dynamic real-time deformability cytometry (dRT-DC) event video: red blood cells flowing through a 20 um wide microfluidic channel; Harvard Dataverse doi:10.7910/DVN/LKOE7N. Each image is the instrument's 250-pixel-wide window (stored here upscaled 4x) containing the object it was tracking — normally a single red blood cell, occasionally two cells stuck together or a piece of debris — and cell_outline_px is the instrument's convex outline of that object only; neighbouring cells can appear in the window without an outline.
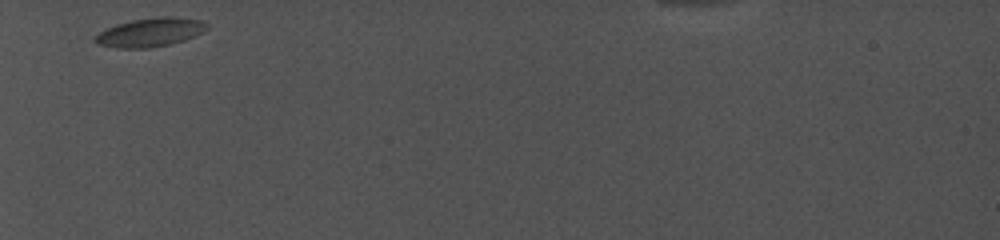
{"species": "common noctule bat (a hibernating species)", "species_latin": "Nyctalus noctula", "temperature_condition": "cold", "stored_images_in_passage": 54, "camera_frame_rate_fps": 5000, "um_per_image_px": 0.085, "animal": {"sex": "female", "body_mass_g": 19.0, "forearm_length_mm": 56.7}, "frame": {"image": 1, "passage_image": 1, "time_ms": 0.0, "image_size_px": [1000, 240], "cell_outline_px": [[212, 24], [204, 32], [184, 40], [172, 44], [148, 48], [116, 48], [96, 44], [92, 40], [100, 32], [116, 24], [132, 20], [160, 16], [176, 16], [204, 20]], "centroid_in_image_um": [12.84, 2.74], "position_along_channel_um": 72.2, "area_um2": 19.13}}
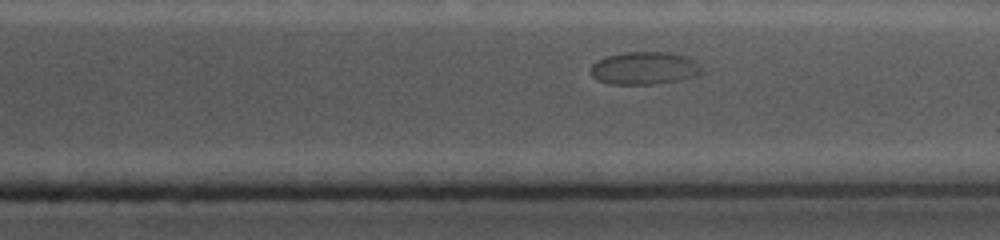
{"frame": {"image": 2, "passage_image": 42, "time_ms": 8.4, "image_size_px": [1000, 240], "cell_outline_px": [[704, 68], [700, 72], [692, 76], [676, 80], [656, 84], [612, 84], [596, 80], [592, 76], [592, 64], [596, 60], [608, 56], [628, 52], [672, 52], [688, 56], [700, 64]], "centroid_in_image_um": [54.78, 5.78], "position_along_channel_um": 356.6, "area_um2": 21.1}}
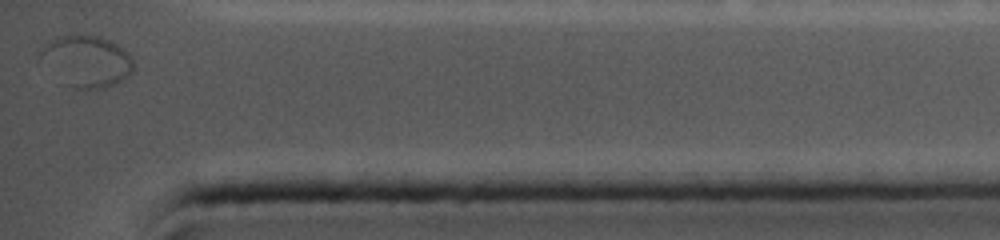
{"frame": {"image": 3, "passage_image": 54, "time_ms": 10.4, "image_size_px": [1000, 240], "cell_outline_px": [[132, 72], [124, 80], [104, 88], [76, 88], [40, 56], [40, 52], [48, 40], [60, 36], [76, 32], [84, 32], [100, 36], [124, 48], [132, 56]], "centroid_in_image_um": [7.47, 5.1], "position_along_channel_um": 427.7, "area_um2": 27.11}}